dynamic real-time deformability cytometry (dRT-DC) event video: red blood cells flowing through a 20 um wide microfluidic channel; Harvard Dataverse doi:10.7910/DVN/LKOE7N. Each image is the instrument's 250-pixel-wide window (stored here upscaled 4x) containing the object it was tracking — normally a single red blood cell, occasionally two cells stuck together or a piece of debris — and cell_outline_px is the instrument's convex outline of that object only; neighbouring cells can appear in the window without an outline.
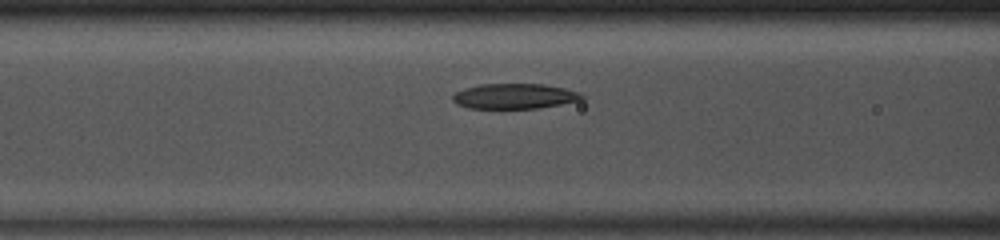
{"species": "common noctule bat (a hibernating species)", "species_latin": "Nyctalus noctula", "temperature_condition": "room temperature", "stored_images_in_passage": 48, "camera_frame_rate_fps": 3000, "um_per_image_px": 0.085, "animal": {"sex": "male", "body_mass_g": 13.0, "forearm_length_mm": 53.1}, "frame": {"image": 1, "passage_image": 19, "time_ms": 6.0, "image_size_px": [1000, 240], "cell_outline_px": [[584, 100], [536, 108], [468, 108], [456, 104], [452, 100], [452, 96], [456, 92], [464, 88], [480, 84], [544, 84], [564, 88], [580, 92], [584, 96]], "centroid_in_image_um": [43.73, 8.17], "position_along_channel_um": 122.9, "area_um2": 19.02}}
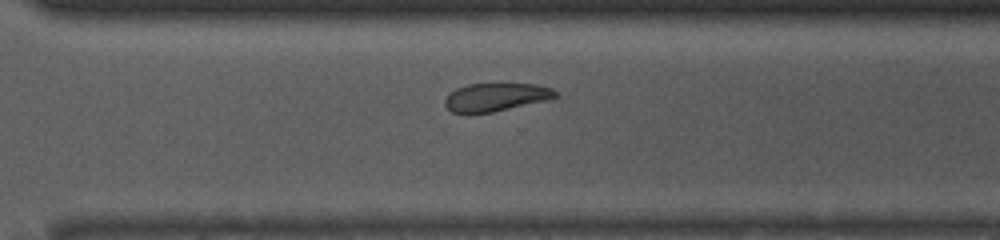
{"frame": {"image": 2, "passage_image": 34, "time_ms": 11.0, "image_size_px": [1000, 240], "cell_outline_px": [[560, 96], [552, 100], [492, 112], [468, 116], [452, 112], [444, 104], [444, 100], [448, 92], [456, 88], [468, 84], [536, 84], [552, 88]], "centroid_in_image_um": [42.14, 8.29], "position_along_channel_um": 328.5, "area_um2": 18.84}}
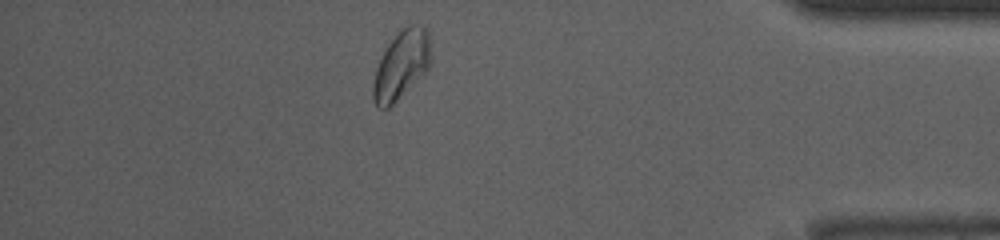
{"frame": {"image": 3, "passage_image": 42, "time_ms": 13.667, "image_size_px": [1000, 240], "cell_outline_px": [[432, 60], [428, 68], [388, 108], [376, 108], [372, 100], [372, 84], [376, 68], [388, 44], [400, 28], [408, 24], [424, 24], [428, 28]], "centroid_in_image_um": [34.12, 5.46], "position_along_channel_um": 401.1, "area_um2": 23.18}, "authors_computed_cell_mechanics": {"area_um2": 20.6346, "velocity_mm_per_s": 4.1227, "shape_relaxation_time_tau1_ms": 5.1252, "shape_relaxation_time_tau2_ms": 3.0545, "deformation_change_tau1": 0.1173, "deformation_change_tau2": 0.0931}}